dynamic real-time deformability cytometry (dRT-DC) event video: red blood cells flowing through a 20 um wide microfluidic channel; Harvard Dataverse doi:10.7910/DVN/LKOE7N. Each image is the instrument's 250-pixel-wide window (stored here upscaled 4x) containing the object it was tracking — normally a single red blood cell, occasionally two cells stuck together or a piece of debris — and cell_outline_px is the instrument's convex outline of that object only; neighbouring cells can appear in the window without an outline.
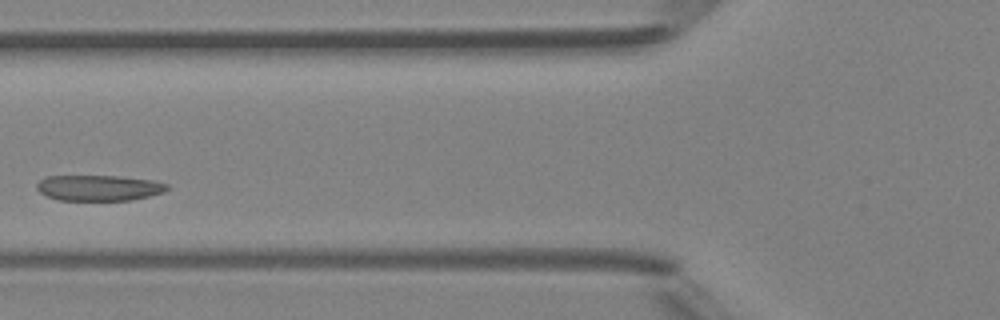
{"species": "Egyptian fruit bat (a non-hibernating species)", "species_latin": "Rousettus aegyptiacus", "temperature_condition": "room temperature", "stored_images_in_passage": 4, "camera_frame_rate_fps": 3000, "um_per_image_px": 0.085, "animal": {"sex": "female"}, "frame": {"image": 1, "passage_image": 3, "time_ms": 2.333, "image_size_px": [1000, 320], "cell_outline_px": [[168, 188], [164, 192], [132, 200], [56, 200], [40, 192], [36, 188], [36, 184], [44, 176], [120, 176], [152, 180], [168, 184]], "centroid_in_image_um": [8.38, 15.96], "position_along_channel_um": 117.4, "area_um2": 19.54}}
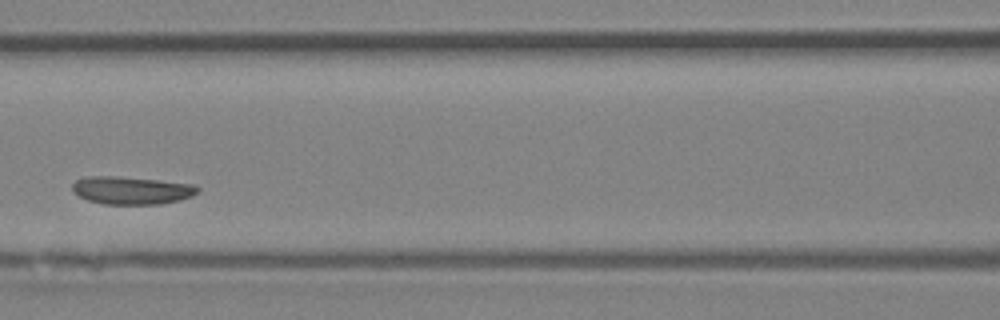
{"frame": {"image": 2, "passage_image": 4, "time_ms": 3.333, "image_size_px": [1000, 320], "cell_outline_px": [[200, 192], [192, 196], [180, 200], [160, 204], [104, 204], [88, 200], [72, 192], [72, 184], [76, 180], [88, 176], [116, 176], [160, 180], [196, 184], [200, 188]], "centroid_in_image_um": [11.22, 16.17], "position_along_channel_um": 155.4, "area_um2": 20.52}}